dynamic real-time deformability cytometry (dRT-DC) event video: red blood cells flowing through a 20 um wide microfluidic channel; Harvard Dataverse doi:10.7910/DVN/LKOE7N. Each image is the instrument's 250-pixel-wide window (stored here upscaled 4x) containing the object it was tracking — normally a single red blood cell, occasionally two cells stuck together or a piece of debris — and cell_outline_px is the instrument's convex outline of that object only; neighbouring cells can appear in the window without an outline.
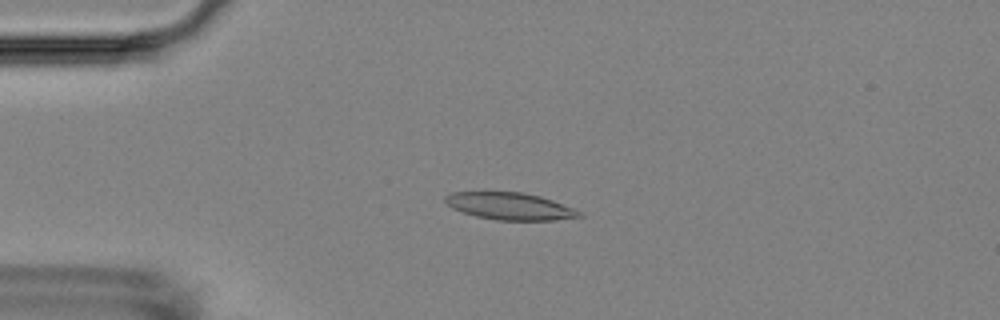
{"species": "Egyptian fruit bat (a non-hibernating species)", "species_latin": "Rousettus aegyptiacus", "temperature_condition": "room temperature", "stored_images_in_passage": 5, "camera_frame_rate_fps": 3000, "um_per_image_px": 0.085, "animal": {"sex": "female"}, "frame": {"image": 1, "passage_image": 4, "time_ms": 4.0, "image_size_px": [1000, 320], "cell_outline_px": [[584, 216], [556, 220], [496, 220], [476, 216], [452, 208], [444, 200], [444, 196], [452, 192], [524, 192], [540, 196], [552, 200], [572, 208], [580, 212]], "centroid_in_image_um": [43.33, 17.52], "position_along_channel_um": 41.7, "area_um2": 21.04}}